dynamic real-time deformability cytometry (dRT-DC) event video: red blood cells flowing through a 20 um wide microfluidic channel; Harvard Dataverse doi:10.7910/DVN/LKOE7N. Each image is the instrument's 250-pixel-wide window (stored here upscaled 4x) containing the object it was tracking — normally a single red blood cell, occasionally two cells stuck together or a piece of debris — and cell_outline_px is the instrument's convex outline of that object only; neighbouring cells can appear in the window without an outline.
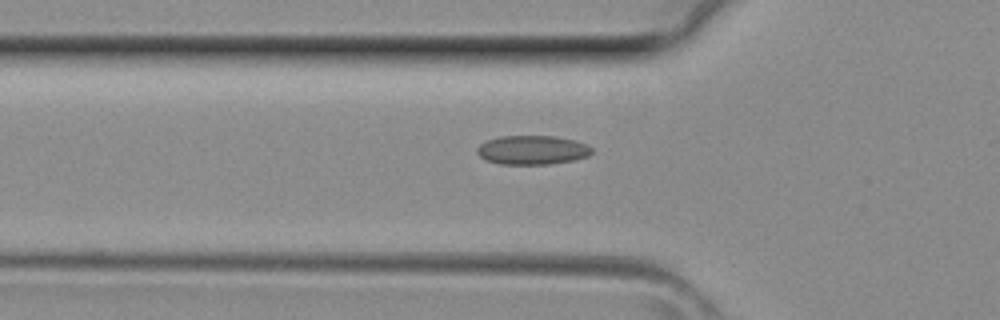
{"species": "common noctule bat (a hibernating species)", "species_latin": "Nyctalus noctula", "temperature_condition": "room temperature", "stored_images_in_passage": 17, "camera_frame_rate_fps": 3000, "um_per_image_px": 0.085, "animal": {"sex": "female", "body_mass_g": 29.2, "forearm_length_mm": 56.3}, "frame": {"image": 1, "passage_image": 8, "time_ms": 2.333, "image_size_px": [1000, 320], "cell_outline_px": [[592, 152], [588, 156], [572, 160], [548, 164], [500, 164], [484, 160], [476, 152], [476, 148], [480, 144], [488, 140], [500, 136], [556, 136], [576, 140], [588, 144], [592, 148]], "centroid_in_image_um": [45.24, 12.74], "position_along_channel_um": 80.6, "area_um2": 19.54}}
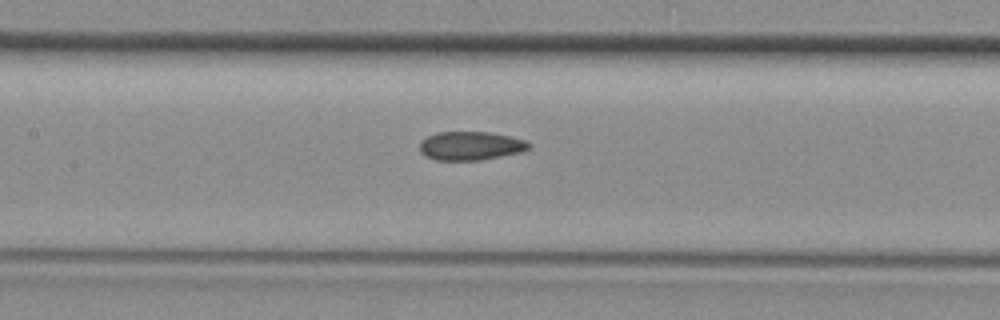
{"frame": {"image": 2, "passage_image": 13, "time_ms": 4.0, "image_size_px": [1000, 320], "cell_outline_px": [[532, 144], [528, 148], [520, 152], [480, 160], [436, 160], [420, 152], [420, 144], [428, 136], [436, 132], [488, 132], [508, 136], [524, 140]], "centroid_in_image_um": [39.99, 12.39], "position_along_channel_um": 167.4, "area_um2": 17.92}}
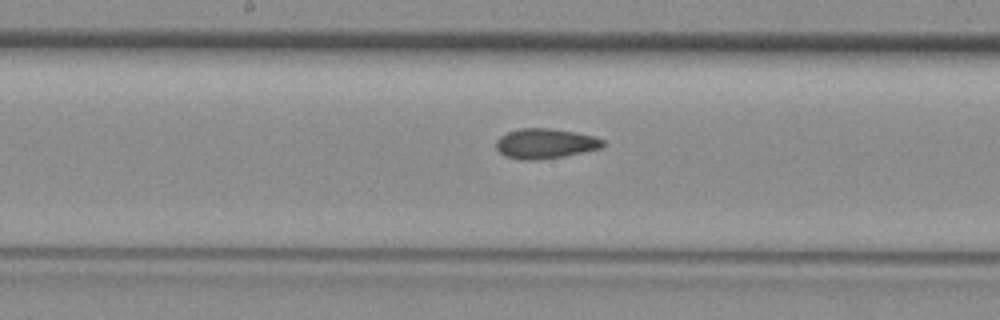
{"frame": {"image": 3, "passage_image": 15, "time_ms": 4.667, "image_size_px": [1000, 320], "cell_outline_px": [[604, 144], [600, 148], [560, 156], [536, 160], [520, 160], [504, 156], [496, 148], [496, 140], [500, 136], [508, 132], [520, 128], [552, 128], [576, 132], [592, 136], [604, 140]], "centroid_in_image_um": [46.29, 12.19], "position_along_channel_um": 201.9, "area_um2": 18.5}}